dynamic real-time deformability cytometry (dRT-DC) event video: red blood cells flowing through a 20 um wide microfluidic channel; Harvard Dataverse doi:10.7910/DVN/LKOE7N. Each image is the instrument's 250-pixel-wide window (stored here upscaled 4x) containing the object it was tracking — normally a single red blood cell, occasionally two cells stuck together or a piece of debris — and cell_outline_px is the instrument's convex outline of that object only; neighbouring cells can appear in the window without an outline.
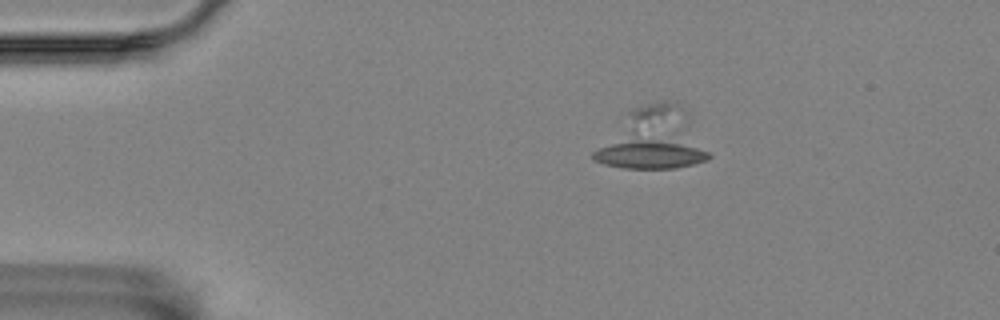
{"species": "Egyptian fruit bat (a non-hibernating species)", "species_latin": "Rousettus aegyptiacus", "temperature_condition": "room temperature", "stored_images_in_passage": 6, "segment_of_instrument_passage": [1, 3], "camera_frame_rate_fps": 3000, "um_per_image_px": 0.085, "animal": {"sex": "female"}, "frame": {"image": 1, "passage_image": 2, "time_ms": 0.333, "image_size_px": [1000, 320], "cell_outline_px": [[712, 156], [708, 160], [676, 168], [624, 168], [604, 164], [592, 160], [592, 152], [632, 132], [636, 132], [712, 152]], "centroid_in_image_um": [55.12, 13.01], "position_along_channel_um": 29.9, "area_um2": 20.81}}